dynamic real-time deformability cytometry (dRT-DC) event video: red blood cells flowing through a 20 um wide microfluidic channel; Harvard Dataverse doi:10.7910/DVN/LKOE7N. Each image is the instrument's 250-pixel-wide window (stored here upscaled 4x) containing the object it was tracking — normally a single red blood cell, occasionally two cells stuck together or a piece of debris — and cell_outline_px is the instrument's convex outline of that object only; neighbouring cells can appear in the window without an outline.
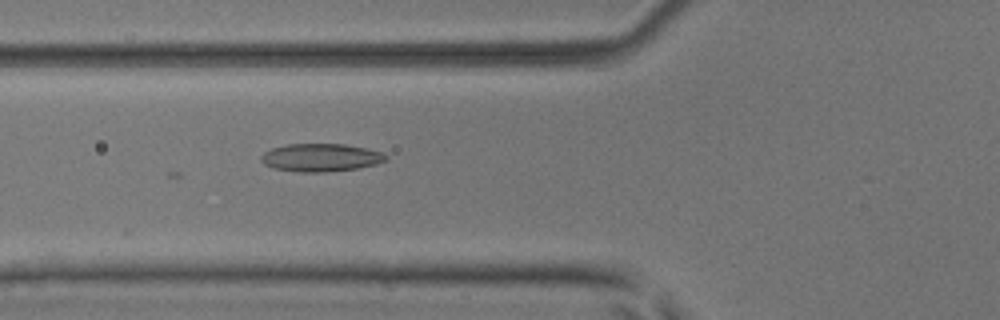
{"species": "common noctule bat (a hibernating species)", "species_latin": "Nyctalus noctula", "temperature_condition": "room temperature", "stored_images_in_passage": 38, "camera_frame_rate_fps": 3000, "um_per_image_px": 0.085, "animal": {"sex": "male", "body_mass_g": 17.9, "forearm_length_mm": 54.2}, "frame": {"image": 1, "passage_image": 5, "time_ms": 1.333, "image_size_px": [1000, 320], "cell_outline_px": [[388, 160], [376, 164], [356, 168], [324, 172], [300, 172], [272, 168], [264, 164], [260, 160], [260, 156], [264, 152], [272, 148], [288, 144], [344, 144], [384, 152], [388, 156]], "centroid_in_image_um": [27.26, 13.39], "position_along_channel_um": 98.5, "area_um2": 20.35}}
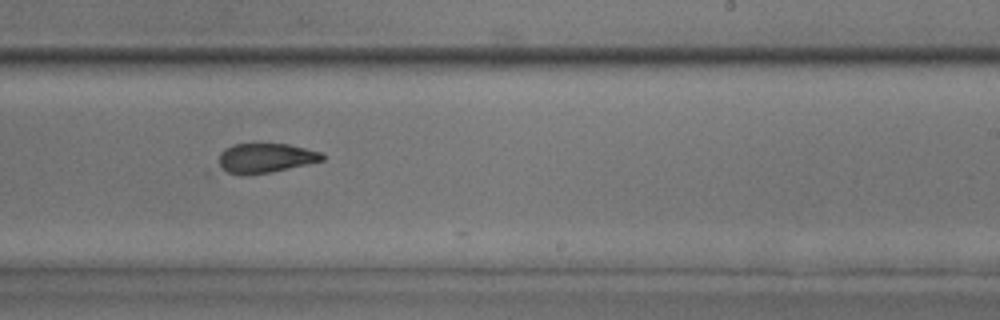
{"frame": {"image": 2, "passage_image": 18, "time_ms": 5.667, "image_size_px": [1000, 320], "cell_outline_px": [[324, 160], [272, 172], [228, 172], [220, 168], [220, 152], [224, 148], [232, 144], [288, 144], [320, 152], [324, 156]], "centroid_in_image_um": [22.59, 13.39], "position_along_channel_um": 266.4, "area_um2": 17.17}}
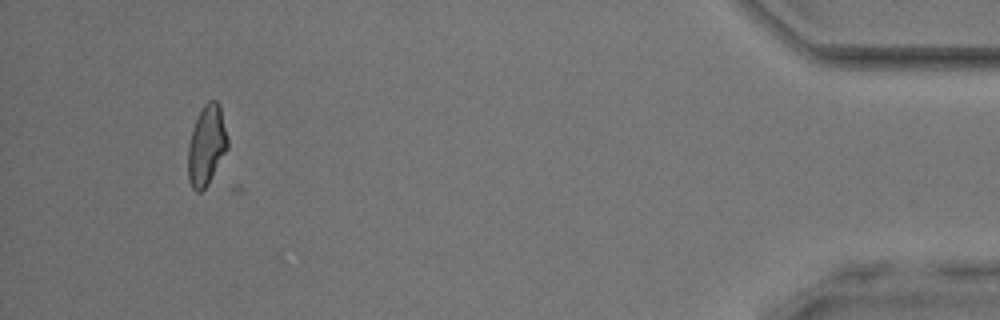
{"frame": {"image": 3, "passage_image": 35, "time_ms": 11.333, "image_size_px": [1000, 320], "cell_outline_px": [[228, 148], [208, 184], [200, 192], [196, 192], [192, 188], [188, 180], [188, 144], [196, 120], [204, 104], [208, 100], [216, 100], [220, 104], [228, 140]], "centroid_in_image_um": [17.56, 12.36], "position_along_channel_um": 417.6, "area_um2": 18.38}, "authors_computed_cell_mechanics": {"area_um2": 18.2648, "velocity_mm_per_s": 3.9144, "shape_relaxation_time_tau1_ms": null, "shape_relaxation_time_tau2_ms": 6.0691, "deformation_change_tau1": null, "deformation_change_tau2": 0.1411}}